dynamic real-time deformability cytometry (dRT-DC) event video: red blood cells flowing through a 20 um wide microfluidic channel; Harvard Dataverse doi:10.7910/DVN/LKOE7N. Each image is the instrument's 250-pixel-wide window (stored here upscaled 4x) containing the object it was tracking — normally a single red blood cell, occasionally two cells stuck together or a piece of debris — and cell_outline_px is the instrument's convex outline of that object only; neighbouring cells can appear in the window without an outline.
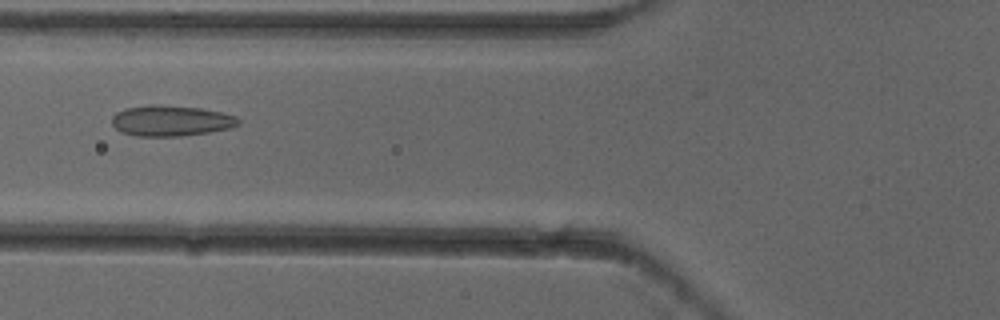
{"species": "common noctule bat (a hibernating species)", "species_latin": "Nyctalus noctula", "temperature_condition": "cold", "stored_images_in_passage": 5, "camera_frame_rate_fps": 3000, "um_per_image_px": 0.085, "animal": {"sex": "female"}, "frame": {"image": 1, "passage_image": 5, "time_ms": 1.333, "image_size_px": [1000, 320], "cell_outline_px": [[240, 124], [232, 128], [208, 132], [180, 136], [136, 136], [120, 132], [112, 124], [112, 116], [116, 112], [124, 108], [152, 104], [156, 104], [200, 108], [220, 112], [236, 116], [240, 120]], "centroid_in_image_um": [14.52, 10.26], "position_along_channel_um": 111.3, "area_um2": 22.77}}